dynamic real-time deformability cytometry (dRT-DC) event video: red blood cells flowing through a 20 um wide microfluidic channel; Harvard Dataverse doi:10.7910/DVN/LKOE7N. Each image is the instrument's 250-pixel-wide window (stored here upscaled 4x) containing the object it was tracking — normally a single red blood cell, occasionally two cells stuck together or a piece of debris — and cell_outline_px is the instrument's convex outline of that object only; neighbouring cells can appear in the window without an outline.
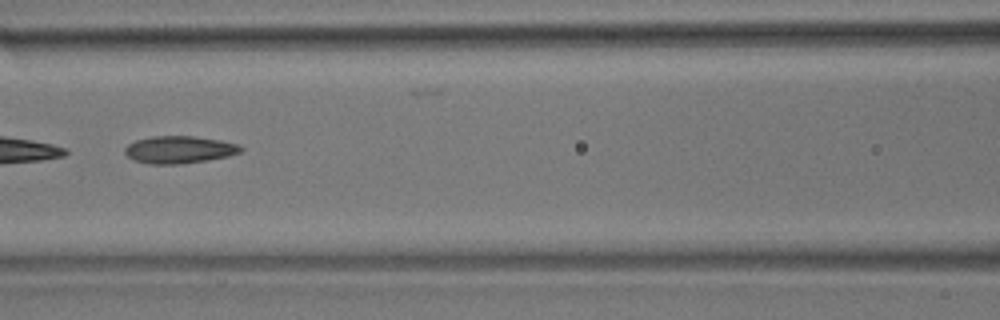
{"species": "common noctule bat (a hibernating species)", "species_latin": "Nyctalus noctula", "temperature_condition": "room temperature", "stored_images_in_passage": 7, "camera_frame_rate_fps": 3000, "um_per_image_px": 0.085, "animal": {"sex": "male", "body_mass_g": 17.9}, "frame": {"image": 1, "passage_image": 6, "time_ms": 7.0, "image_size_px": [1000, 320], "cell_outline_px": [[244, 148], [240, 152], [228, 156], [208, 160], [180, 164], [148, 164], [136, 160], [128, 156], [124, 152], [124, 148], [128, 144], [136, 140], [152, 136], [192, 136], [220, 140], [240, 144]], "centroid_in_image_um": [15.25, 12.72], "position_along_channel_um": 151.3, "area_um2": 18.5}}